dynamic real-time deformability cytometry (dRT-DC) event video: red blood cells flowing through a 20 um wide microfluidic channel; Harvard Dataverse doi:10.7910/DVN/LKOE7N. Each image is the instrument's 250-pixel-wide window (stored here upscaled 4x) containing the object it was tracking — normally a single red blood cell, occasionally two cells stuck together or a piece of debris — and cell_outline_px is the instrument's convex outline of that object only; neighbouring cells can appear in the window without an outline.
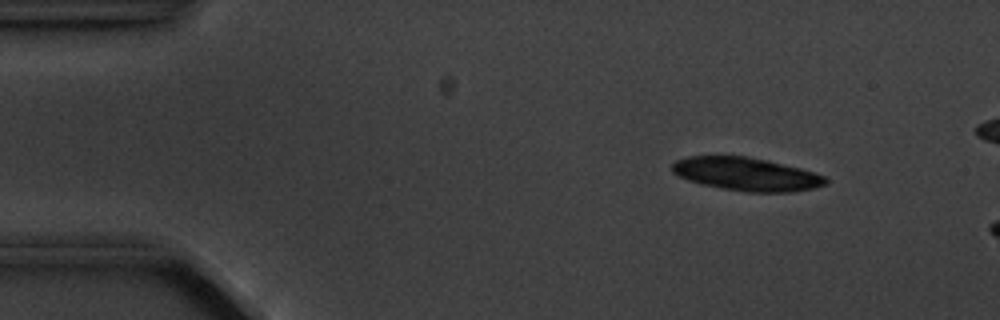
{"species": "common noctule bat (a hibernating species)", "species_latin": "Nyctalus noctula", "temperature_condition": "cold", "stored_images_in_passage": 4, "camera_frame_rate_fps": 3000, "um_per_image_px": 0.085, "animal": {"sex": "male", "body_mass_g": 20.1, "forearm_length_mm": 53.5}, "frame": {"image": 1, "passage_image": 2, "time_ms": 1.333, "image_size_px": [1000, 320], "cell_outline_px": [[828, 184], [812, 188], [792, 192], [744, 192], [704, 184], [688, 180], [672, 172], [672, 164], [676, 160], [688, 156], [744, 156], [768, 160], [816, 172], [824, 176], [828, 180]], "centroid_in_image_um": [63.48, 14.8], "position_along_channel_um": 21.5, "area_um2": 29.59}}